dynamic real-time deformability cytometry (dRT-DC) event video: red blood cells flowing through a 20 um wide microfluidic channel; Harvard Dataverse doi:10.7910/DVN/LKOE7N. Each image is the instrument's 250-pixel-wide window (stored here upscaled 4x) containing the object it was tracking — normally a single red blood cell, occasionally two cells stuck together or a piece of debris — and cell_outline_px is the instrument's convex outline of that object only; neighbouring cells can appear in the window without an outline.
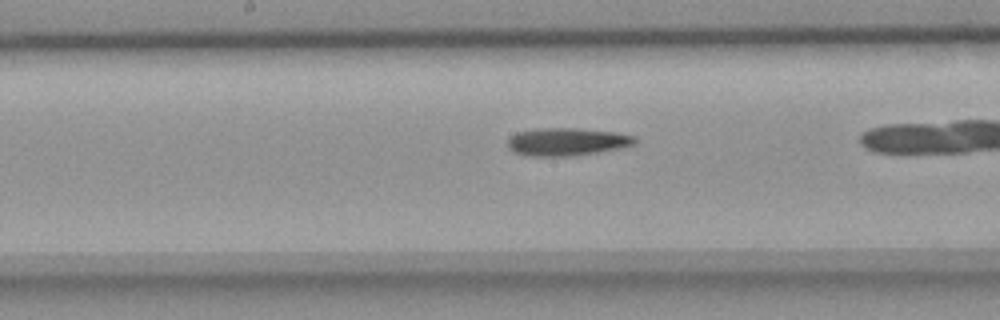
{"species": "common noctule bat (a hibernating species)", "species_latin": "Nyctalus noctula", "temperature_condition": "room temperature", "stored_images_in_passage": 39, "camera_frame_rate_fps": 3000, "um_per_image_px": 0.085, "animal": {"sex": "female", "body_mass_g": 18.4}, "frame": {"image": 1, "passage_image": 25, "time_ms": 8.0, "image_size_px": [1000, 320], "cell_outline_px": [[636, 140], [632, 144], [616, 148], [596, 152], [572, 156], [524, 156], [512, 152], [508, 148], [508, 140], [516, 132], [536, 128], [576, 128], [612, 132], [636, 136]], "centroid_in_image_um": [48.08, 12.05], "position_along_channel_um": 200.1, "area_um2": 20.46}}
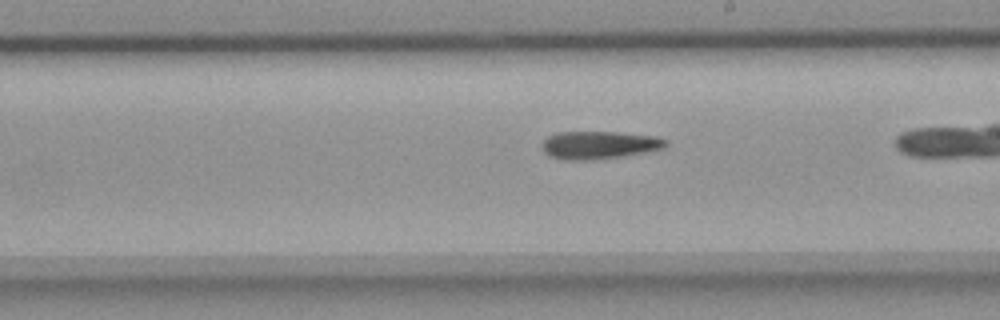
{"frame": {"image": 2, "passage_image": 28, "time_ms": 9.0, "image_size_px": [1000, 320], "cell_outline_px": [[668, 144], [664, 148], [624, 156], [592, 160], [564, 160], [548, 156], [544, 152], [544, 140], [548, 136], [556, 132], [616, 132], [656, 136], [668, 140]], "centroid_in_image_um": [50.94, 12.33], "position_along_channel_um": 238.1, "area_um2": 20.11}}
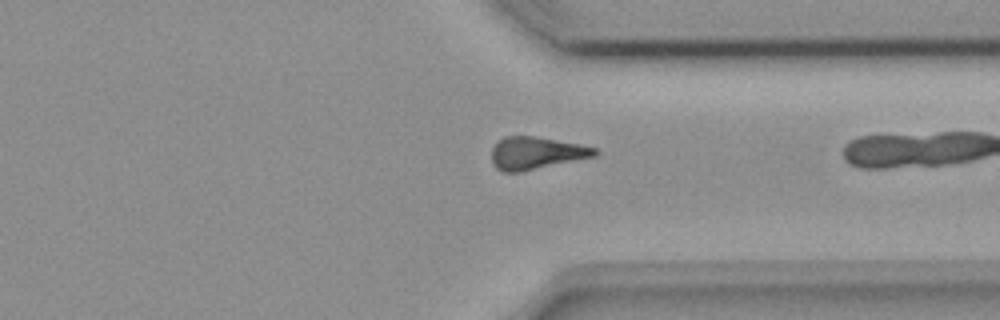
{"frame": {"image": 3, "passage_image": 38, "time_ms": 12.333, "image_size_px": [1000, 320], "cell_outline_px": [[600, 152], [596, 156], [520, 172], [504, 172], [496, 168], [492, 160], [492, 148], [504, 136], [536, 136], [580, 144], [596, 148]], "centroid_in_image_um": [45.6, 13.01], "position_along_channel_um": 365.8, "area_um2": 19.48}}